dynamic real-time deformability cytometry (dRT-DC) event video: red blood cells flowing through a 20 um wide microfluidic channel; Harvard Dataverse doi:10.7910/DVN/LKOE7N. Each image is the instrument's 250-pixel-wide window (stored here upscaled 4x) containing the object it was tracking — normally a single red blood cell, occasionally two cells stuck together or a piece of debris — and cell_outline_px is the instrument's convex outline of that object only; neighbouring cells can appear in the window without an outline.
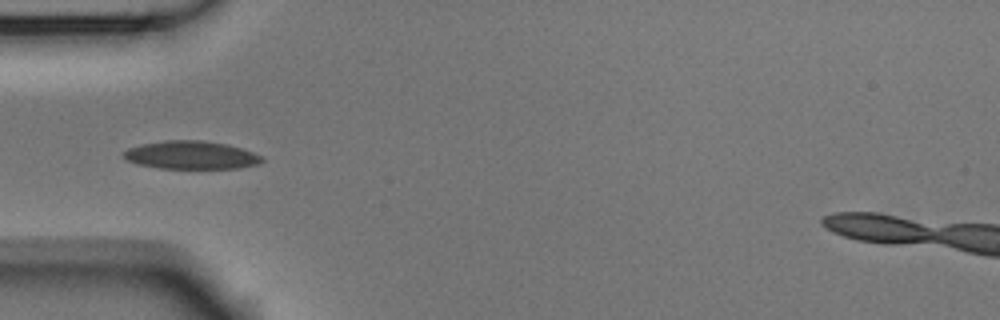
{"species": "Egyptian fruit bat (a non-hibernating species)", "species_latin": "Rousettus aegyptiacus", "temperature_condition": "room temperature", "stored_images_in_passage": 5, "camera_frame_rate_fps": 3000, "um_per_image_px": 0.085, "animal": {"sex": "male"}, "frame": {"image": 1, "passage_image": 4, "time_ms": 1.0, "image_size_px": [1000, 320], "cell_outline_px": [[264, 160], [260, 164], [236, 168], [160, 168], [136, 164], [124, 160], [124, 152], [128, 148], [144, 144], [168, 140], [200, 140], [224, 144], [240, 148], [252, 152], [260, 156]], "centroid_in_image_um": [16.22, 13.19], "position_along_channel_um": 68.8, "area_um2": 22.37}}
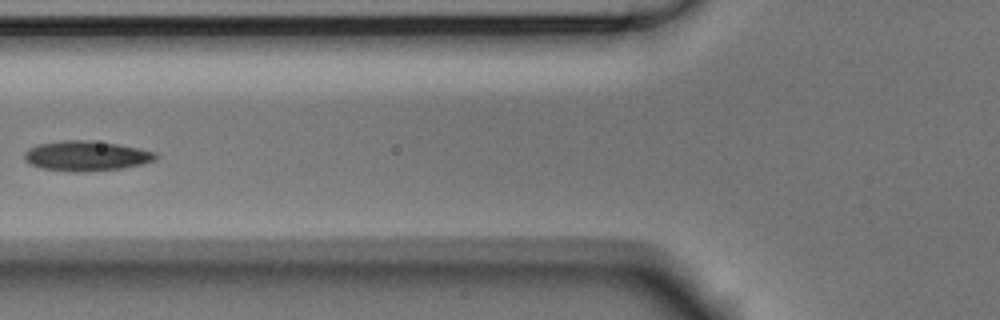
{"frame": {"image": 2, "passage_image": 5, "time_ms": 1.333, "image_size_px": [1000, 320], "cell_outline_px": [[160, 156], [152, 160], [140, 164], [120, 168], [84, 172], [72, 172], [44, 168], [32, 164], [24, 160], [24, 152], [28, 148], [40, 144], [64, 140], [92, 140], [140, 148], [156, 152]], "centroid_in_image_um": [7.33, 13.24], "position_along_channel_um": 118.5, "area_um2": 22.77}}